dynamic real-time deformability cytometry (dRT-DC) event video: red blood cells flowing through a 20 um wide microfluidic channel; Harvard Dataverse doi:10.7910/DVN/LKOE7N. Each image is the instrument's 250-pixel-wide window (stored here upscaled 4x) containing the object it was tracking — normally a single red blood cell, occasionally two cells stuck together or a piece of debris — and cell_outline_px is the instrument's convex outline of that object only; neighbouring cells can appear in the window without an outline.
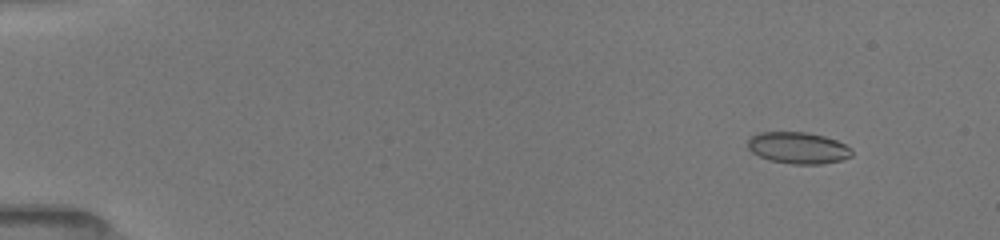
{"species": "common noctule bat (a hibernating species)", "species_latin": "Nyctalus noctula", "temperature_condition": "room temperature", "stored_images_in_passage": 40, "camera_frame_rate_fps": 3000, "um_per_image_px": 0.085, "animal": {"sex": "female", "body_mass_g": 19.5, "forearm_length_mm": 54.1}, "frame": {"image": 1, "passage_image": 3, "time_ms": 1.667, "image_size_px": [1000, 240], "cell_outline_px": [[852, 156], [840, 160], [820, 164], [792, 164], [768, 160], [752, 152], [748, 148], [748, 140], [756, 132], [804, 132], [824, 136], [836, 140], [852, 148]], "centroid_in_image_um": [67.83, 12.57], "position_along_channel_um": 17.2, "area_um2": 19.13}}
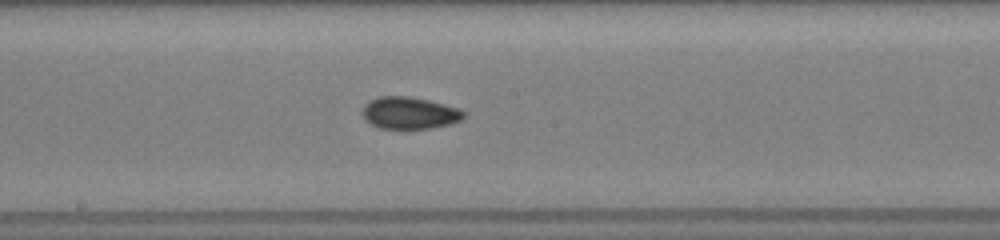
{"frame": {"image": 2, "passage_image": 17, "time_ms": 9.667, "image_size_px": [1000, 240], "cell_outline_px": [[464, 116], [460, 120], [448, 124], [428, 128], [380, 128], [364, 120], [360, 112], [364, 104], [380, 96], [408, 96], [428, 100], [456, 108], [464, 112]], "centroid_in_image_um": [34.72, 9.59], "position_along_channel_um": 213.5, "area_um2": 18.61}}
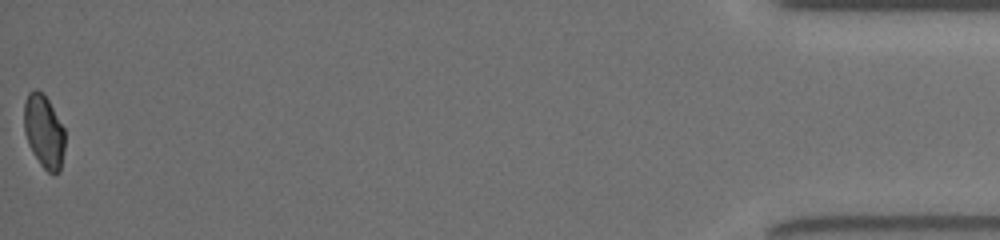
{"frame": {"image": 3, "passage_image": 40, "time_ms": 17.333, "image_size_px": [1000, 240], "cell_outline_px": [[64, 148], [60, 172], [48, 172], [40, 164], [32, 152], [28, 144], [24, 132], [24, 104], [28, 92], [36, 88], [48, 100], [64, 128]], "centroid_in_image_um": [3.71, 11.17], "position_along_channel_um": 431.5, "area_um2": 17.28}, "authors_computed_cell_mechanics": {"area_um2": 18.4382, "velocity_mm_per_s": 3.9908, "shape_relaxation_time_tau1_ms": 8.2687, "shape_relaxation_time_tau2_ms": 1.6854, "deformation_change_tau1": 0.1527, "deformation_change_tau2": 0.0502}}